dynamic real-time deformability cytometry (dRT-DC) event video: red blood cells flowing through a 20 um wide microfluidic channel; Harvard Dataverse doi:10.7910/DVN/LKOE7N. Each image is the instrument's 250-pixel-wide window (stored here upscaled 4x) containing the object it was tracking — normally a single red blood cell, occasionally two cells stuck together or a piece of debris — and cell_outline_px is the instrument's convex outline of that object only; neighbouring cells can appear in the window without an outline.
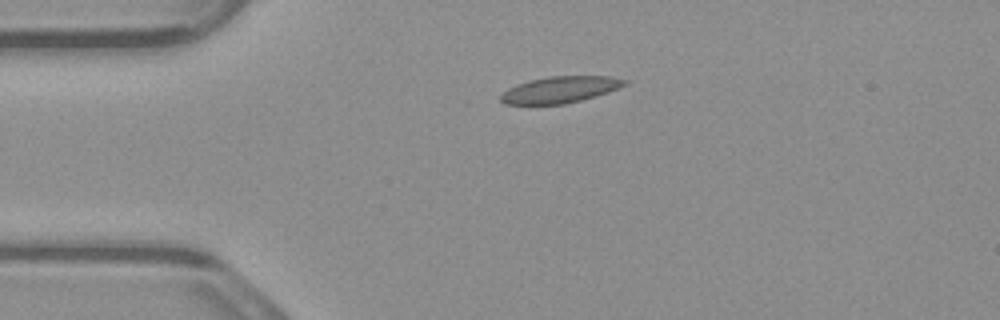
{"species": "common noctule bat (a hibernating species)", "species_latin": "Nyctalus noctula", "temperature_condition": "warm", "stored_images_in_passage": 6, "camera_frame_rate_fps": 3000, "um_per_image_px": 0.085, "animal": {"sex": "male", "body_mass_g": 23.1, "forearm_length_mm": 52.7}, "frame": {"image": 1, "passage_image": 1, "time_ms": 0.0, "image_size_px": [1000, 320], "cell_outline_px": [[628, 84], [608, 92], [596, 96], [564, 104], [504, 104], [500, 100], [500, 96], [508, 88], [516, 84], [548, 76], [612, 76], [628, 80]], "centroid_in_image_um": [47.63, 7.61], "position_along_channel_um": 37.4, "area_um2": 19.07}}
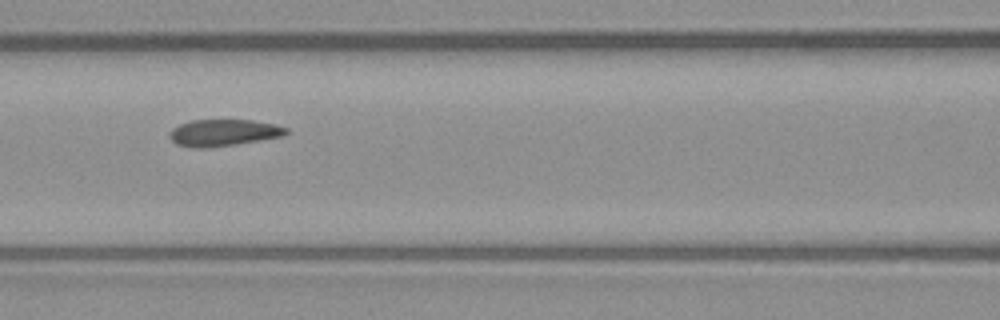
{"frame": {"image": 2, "passage_image": 4, "time_ms": 1.0, "image_size_px": [1000, 320], "cell_outline_px": [[292, 132], [280, 136], [260, 140], [208, 148], [192, 148], [176, 144], [168, 136], [168, 132], [172, 128], [180, 124], [192, 120], [252, 120], [276, 124], [288, 128]], "centroid_in_image_um": [18.98, 11.28], "position_along_channel_um": 147.6, "area_um2": 18.26}}
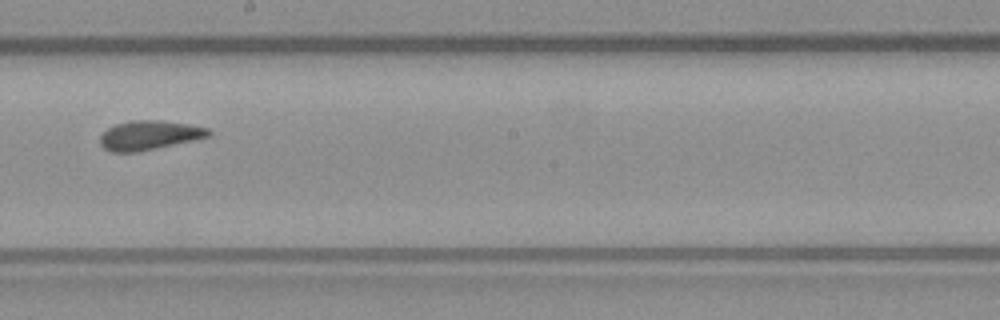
{"frame": {"image": 3, "passage_image": 6, "time_ms": 1.667, "image_size_px": [1000, 320], "cell_outline_px": [[212, 136], [156, 148], [136, 152], [112, 152], [104, 148], [100, 144], [100, 136], [108, 128], [116, 124], [132, 120], [160, 120], [188, 124], [208, 128], [212, 132]], "centroid_in_image_um": [12.7, 11.49], "position_along_channel_um": 235.5, "area_um2": 18.44}}